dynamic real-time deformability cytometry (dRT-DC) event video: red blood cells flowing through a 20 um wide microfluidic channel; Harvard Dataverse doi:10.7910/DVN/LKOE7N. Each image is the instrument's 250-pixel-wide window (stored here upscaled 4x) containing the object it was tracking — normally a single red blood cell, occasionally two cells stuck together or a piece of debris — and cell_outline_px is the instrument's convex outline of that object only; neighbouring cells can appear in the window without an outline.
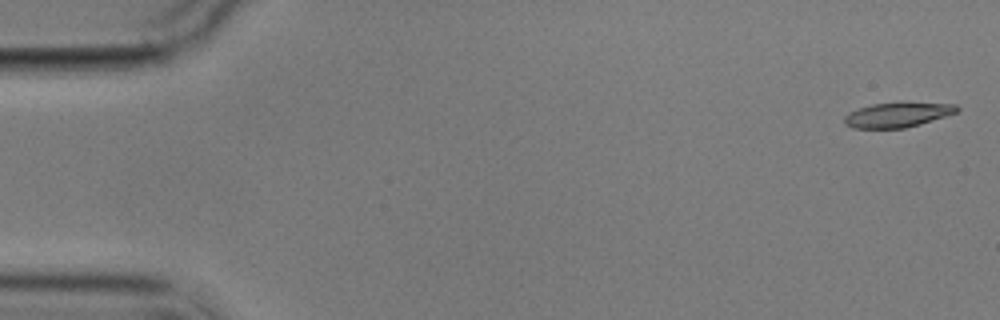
{"species": "common noctule bat (a hibernating species)", "species_latin": "Nyctalus noctula", "temperature_condition": "cold", "stored_images_in_passage": 5, "camera_frame_rate_fps": 3000, "um_per_image_px": 0.085, "animal": {"sex": "male", "body_mass_g": 17.9}, "frame": {"image": 1, "passage_image": 1, "time_ms": 0.0, "image_size_px": [1000, 320], "cell_outline_px": [[960, 112], [920, 124], [904, 128], [852, 128], [844, 124], [844, 116], [848, 112], [872, 104], [956, 104], [960, 108]], "centroid_in_image_um": [76.28, 9.79], "position_along_channel_um": 8.7, "area_um2": 15.84}}